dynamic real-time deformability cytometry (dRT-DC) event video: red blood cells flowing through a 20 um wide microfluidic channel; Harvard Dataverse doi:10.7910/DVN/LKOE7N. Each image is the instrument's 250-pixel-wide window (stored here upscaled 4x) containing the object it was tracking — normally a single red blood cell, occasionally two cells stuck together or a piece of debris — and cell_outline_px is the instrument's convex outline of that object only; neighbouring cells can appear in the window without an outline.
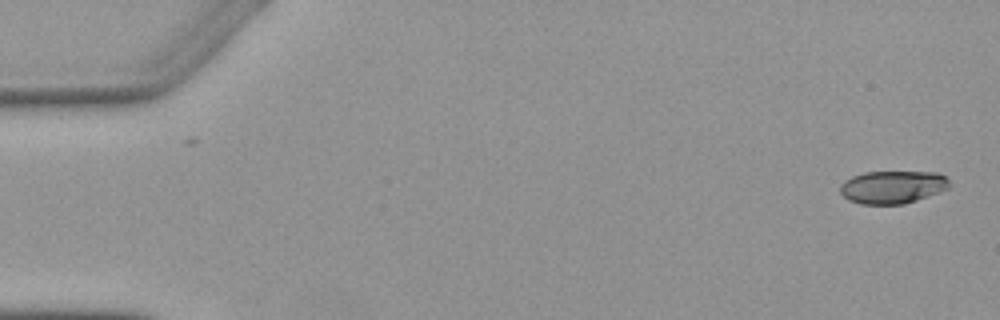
{"species": "Egyptian fruit bat (a non-hibernating species)", "species_latin": "Rousettus aegyptiacus", "temperature_condition": "warm", "stored_images_in_passage": 5, "camera_frame_rate_fps": 3000, "um_per_image_px": 0.085, "animal": {"sex": "female"}, "frame": {"image": 1, "passage_image": 1, "time_ms": 0.0, "image_size_px": [1000, 320], "cell_outline_px": [[948, 188], [940, 192], [904, 204], [860, 204], [848, 200], [840, 192], [840, 184], [844, 180], [852, 176], [864, 172], [936, 172], [944, 176], [948, 180]], "centroid_in_image_um": [75.83, 15.9], "position_along_channel_um": 9.2, "area_um2": 20.87}}
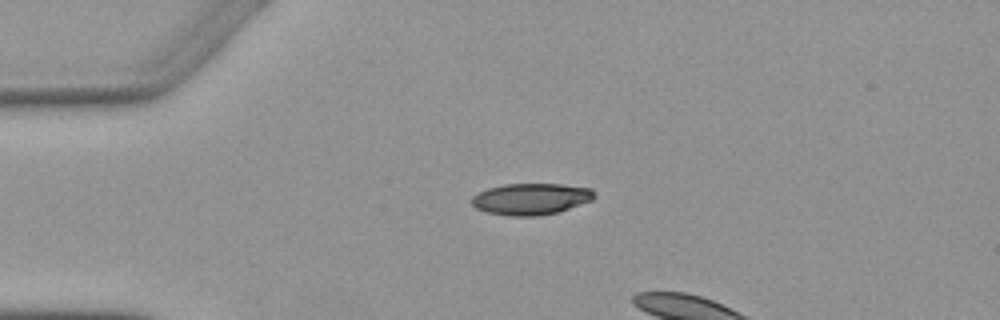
{"frame": {"image": 2, "passage_image": 4, "time_ms": 3.667, "image_size_px": [1000, 320], "cell_outline_px": [[596, 196], [592, 200], [560, 212], [536, 216], [508, 216], [488, 212], [476, 208], [472, 204], [472, 196], [488, 188], [504, 184], [560, 184], [592, 188], [596, 192]], "centroid_in_image_um": [45.17, 16.91], "position_along_channel_um": 39.8, "area_um2": 22.6}}